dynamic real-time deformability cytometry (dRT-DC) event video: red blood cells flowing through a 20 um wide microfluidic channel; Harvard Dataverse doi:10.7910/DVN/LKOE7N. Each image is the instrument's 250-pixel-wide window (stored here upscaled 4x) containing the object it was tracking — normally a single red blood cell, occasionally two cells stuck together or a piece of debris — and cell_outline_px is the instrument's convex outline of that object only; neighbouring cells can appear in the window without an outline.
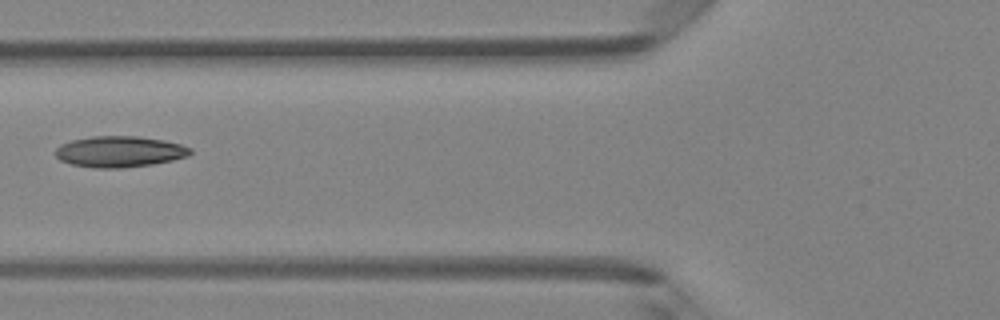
{"species": "Egyptian fruit bat (a non-hibernating species)", "species_latin": "Rousettus aegyptiacus", "temperature_condition": "room temperature", "stored_images_in_passage": 6, "camera_frame_rate_fps": 3000, "um_per_image_px": 0.085, "animal": {"sex": "female"}, "frame": {"image": 1, "passage_image": 6, "time_ms": 1.667, "image_size_px": [1000, 320], "cell_outline_px": [[192, 152], [188, 156], [172, 160], [152, 164], [120, 168], [96, 168], [72, 164], [60, 160], [56, 156], [56, 148], [60, 144], [72, 140], [92, 136], [140, 136], [164, 140], [180, 144], [192, 148]], "centroid_in_image_um": [10.17, 12.88], "position_along_channel_um": 115.6, "area_um2": 24.39}}